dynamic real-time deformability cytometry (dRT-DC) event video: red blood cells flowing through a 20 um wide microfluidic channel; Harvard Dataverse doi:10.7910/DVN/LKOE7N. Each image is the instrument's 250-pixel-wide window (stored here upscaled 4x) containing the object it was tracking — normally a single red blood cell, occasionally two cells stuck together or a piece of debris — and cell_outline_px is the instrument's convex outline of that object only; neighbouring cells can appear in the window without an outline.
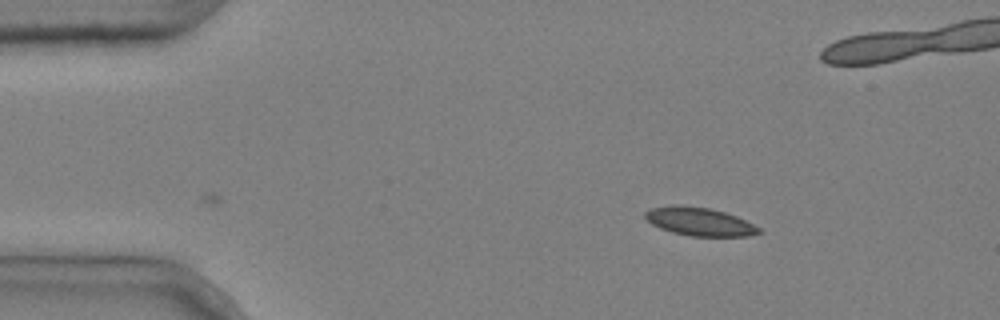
{"species": "common noctule bat (a hibernating species)", "species_latin": "Nyctalus noctula", "temperature_condition": "cold", "stored_images_in_passage": 3, "camera_frame_rate_fps": 3000, "um_per_image_px": 0.085, "animal": {"sex": "male", "body_mass_g": 20.4}, "frame": {"image": 1, "passage_image": 3, "time_ms": 0.667, "image_size_px": [1000, 320], "cell_outline_px": [[764, 232], [748, 236], [692, 236], [672, 232], [660, 228], [652, 224], [644, 216], [644, 212], [652, 208], [672, 204], [680, 204], [708, 208], [724, 212], [736, 216], [760, 228]], "centroid_in_image_um": [59.44, 18.83], "position_along_channel_um": 25.6, "area_um2": 18.73}}